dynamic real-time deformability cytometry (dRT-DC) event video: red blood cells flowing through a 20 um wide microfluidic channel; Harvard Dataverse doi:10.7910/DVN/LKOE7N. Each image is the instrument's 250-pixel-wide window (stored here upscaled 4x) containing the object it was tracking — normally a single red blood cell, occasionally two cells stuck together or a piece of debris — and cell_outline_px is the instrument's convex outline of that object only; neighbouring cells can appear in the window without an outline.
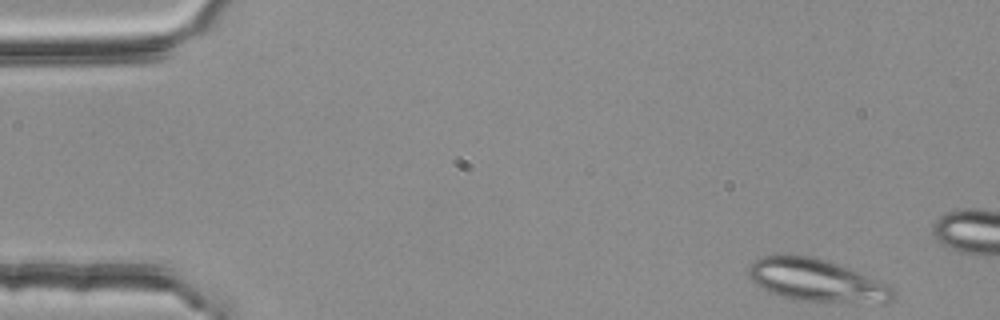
{"species": "common noctule bat (a hibernating species)", "species_latin": "Nyctalus noctula", "temperature_condition": "room temperature", "stored_images_in_passage": 12, "camera_frame_rate_fps": 3000, "um_per_image_px": 0.085, "animal": {"sex": "female", "body_mass_g": 25.1}, "frame": {"image": 1, "passage_image": 1, "time_ms": 0.0, "image_size_px": [1000, 320], "cell_outline_px": [[892, 296], [888, 300], [792, 300], [768, 292], [756, 284], [748, 276], [748, 268], [760, 256], [776, 252], [784, 252], [816, 256], [828, 260], [884, 280], [892, 288]], "centroid_in_image_um": [69.26, 23.72], "position_along_channel_um": 15.7, "area_um2": 35.78}}